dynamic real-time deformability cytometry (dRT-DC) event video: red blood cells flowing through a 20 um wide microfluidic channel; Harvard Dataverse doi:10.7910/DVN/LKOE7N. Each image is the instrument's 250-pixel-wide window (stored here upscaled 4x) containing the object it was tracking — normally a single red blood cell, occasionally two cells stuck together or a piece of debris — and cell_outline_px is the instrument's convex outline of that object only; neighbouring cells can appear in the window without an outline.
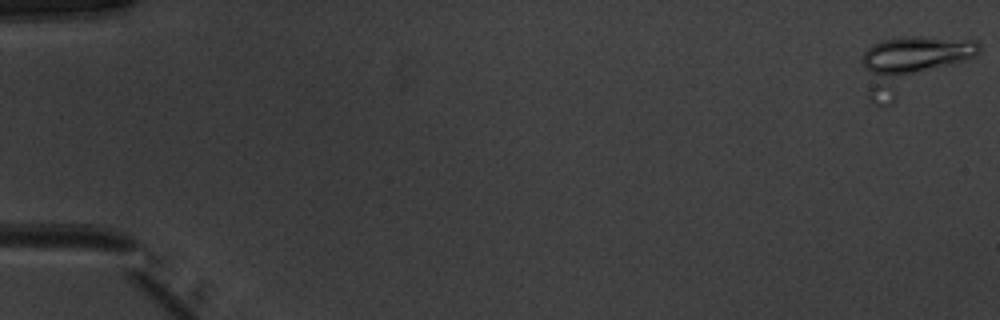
{"species": "common noctule bat (a hibernating species)", "species_latin": "Nyctalus noctula", "temperature_condition": "warm", "stored_images_in_passage": 30, "segment_of_instrument_passage": [1, 2], "camera_frame_rate_fps": 3000, "um_per_image_px": 0.085, "animal": {"sex": "male", "body_mass_g": 20.1, "forearm_length_mm": 53.5}, "frame": {"image": 1, "passage_image": 1, "time_ms": 0.0, "image_size_px": [1000, 320], "cell_outline_px": [[980, 52], [976, 56], [892, 104], [876, 104], [868, 96], [864, 68], [864, 52], [872, 44], [880, 40], [908, 36], [912, 36], [976, 40], [980, 44]], "centroid_in_image_um": [77.5, 5.46], "position_along_channel_um": 7.5, "area_um2": 37.57}}